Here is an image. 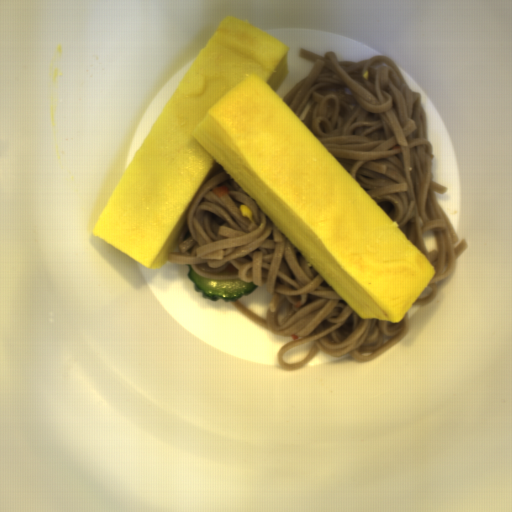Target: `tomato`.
I'll return each instance as SVG.
<instances>
[{
  "mask_svg": "<svg viewBox=\"0 0 512 512\" xmlns=\"http://www.w3.org/2000/svg\"><path fill=\"white\" fill-rule=\"evenodd\" d=\"M211 192L217 197V198H220V197H224L226 196L227 194L231 193L229 188H227L226 186H216L214 188H212Z\"/></svg>",
  "mask_w": 512,
  "mask_h": 512,
  "instance_id": "512abeb7",
  "label": "tomato"
}]
</instances>
